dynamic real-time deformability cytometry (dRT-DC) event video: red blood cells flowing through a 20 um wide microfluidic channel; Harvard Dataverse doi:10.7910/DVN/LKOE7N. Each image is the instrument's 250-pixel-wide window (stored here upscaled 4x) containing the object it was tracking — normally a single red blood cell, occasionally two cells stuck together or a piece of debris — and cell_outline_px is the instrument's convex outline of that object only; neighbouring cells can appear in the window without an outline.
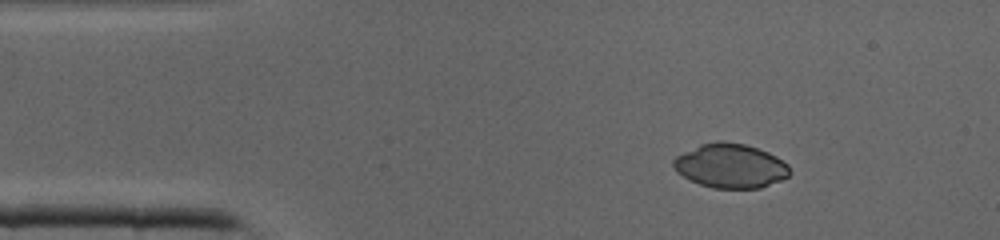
{"species": "common noctule bat (a hibernating species)", "species_latin": "Nyctalus noctula", "temperature_condition": "cold", "stored_images_in_passage": 36, "camera_frame_rate_fps": 3000, "um_per_image_px": 0.085, "animal": {"sex": "male", "body_mass_g": 19.0, "forearm_length_mm": 50.8}, "frame": {"image": 1, "passage_image": 1, "time_ms": 0.0, "image_size_px": [1000, 240], "cell_outline_px": [[792, 172], [788, 176], [780, 180], [760, 188], [712, 188], [700, 184], [676, 172], [672, 164], [672, 160], [676, 156], [700, 144], [716, 140], [724, 140], [744, 144], [768, 152], [776, 156], [788, 164]], "centroid_in_image_um": [62.09, 14.08], "position_along_channel_um": 22.9, "area_um2": 30.06}}
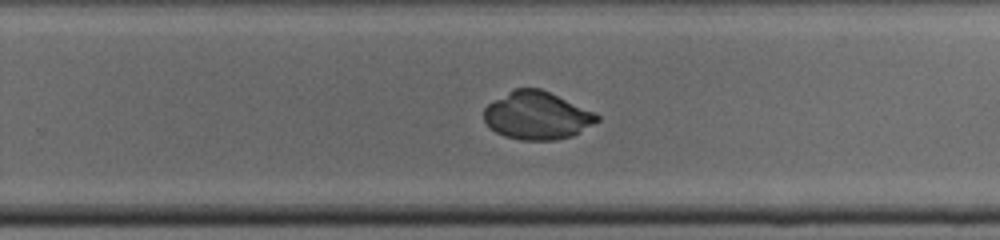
{"frame": {"image": 2, "passage_image": 21, "time_ms": 6.667, "image_size_px": [1000, 240], "cell_outline_px": [[600, 120], [572, 136], [556, 140], [520, 140], [504, 136], [496, 132], [484, 120], [484, 108], [488, 104], [508, 92], [516, 88], [540, 88], [596, 112], [600, 116]], "centroid_in_image_um": [45.67, 9.83], "position_along_channel_um": 284.1, "area_um2": 31.44}}
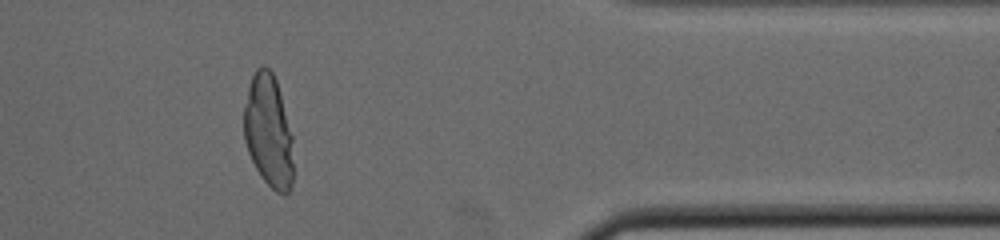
{"frame": {"image": 3, "passage_image": 29, "time_ms": 9.333, "image_size_px": [1000, 240], "cell_outline_px": [[292, 184], [288, 192], [284, 196], [276, 192], [264, 180], [256, 168], [248, 152], [244, 140], [244, 108], [248, 88], [252, 76], [256, 68], [264, 64], [272, 72], [276, 80], [292, 136]], "centroid_in_image_um": [22.81, 11.15], "position_along_channel_um": 388.6, "area_um2": 32.19}}